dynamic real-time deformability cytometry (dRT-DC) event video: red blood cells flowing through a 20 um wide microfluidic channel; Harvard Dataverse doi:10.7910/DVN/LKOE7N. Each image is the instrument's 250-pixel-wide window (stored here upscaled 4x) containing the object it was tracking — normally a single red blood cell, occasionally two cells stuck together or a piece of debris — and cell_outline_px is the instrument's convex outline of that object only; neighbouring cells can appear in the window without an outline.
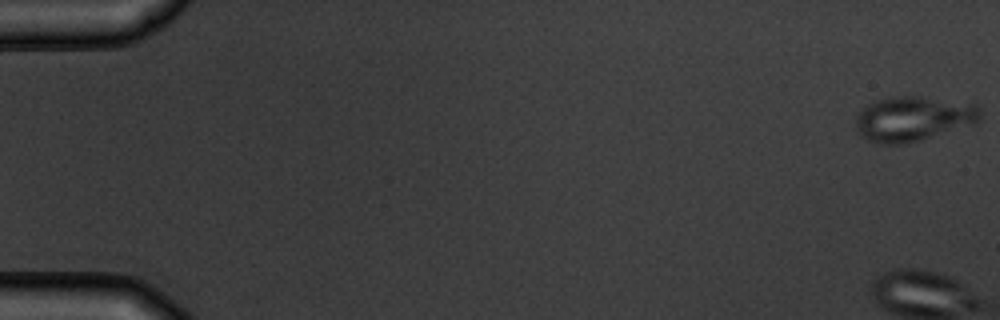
{"species": "common noctule bat (a hibernating species)", "species_latin": "Nyctalus noctula", "temperature_condition": "warm", "stored_images_in_passage": 6, "camera_frame_rate_fps": 3000, "um_per_image_px": 0.085, "animal": {"sex": "male", "body_mass_g": 19.5, "forearm_length_mm": 54.6}, "frame": {"image": 1, "passage_image": 1, "time_ms": 0.0, "image_size_px": [1000, 320], "cell_outline_px": [[980, 120], [976, 124], [920, 140], [900, 144], [880, 144], [868, 140], [860, 136], [856, 128], [856, 116], [868, 104], [876, 100], [888, 96], [920, 96], [976, 100], [980, 108]], "centroid_in_image_um": [77.73, 10.05], "position_along_channel_um": 7.3, "area_um2": 33.58}}